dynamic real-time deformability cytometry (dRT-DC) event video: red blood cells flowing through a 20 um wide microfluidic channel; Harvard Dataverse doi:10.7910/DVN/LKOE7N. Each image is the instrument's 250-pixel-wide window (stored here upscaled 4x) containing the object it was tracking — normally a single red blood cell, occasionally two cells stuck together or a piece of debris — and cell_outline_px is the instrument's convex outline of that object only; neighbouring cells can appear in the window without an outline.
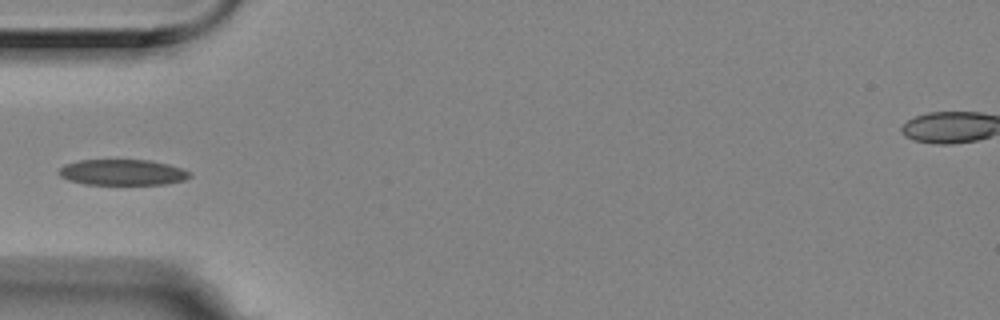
{"species": "Egyptian fruit bat (a non-hibernating species)", "species_latin": "Rousettus aegyptiacus", "temperature_condition": "room temperature", "stored_images_in_passage": 4, "camera_frame_rate_fps": 3000, "um_per_image_px": 0.085, "animal": {"sex": "female"}, "frame": {"image": 1, "passage_image": 4, "time_ms": 1.0, "image_size_px": [1000, 320], "cell_outline_px": [[192, 176], [184, 180], [164, 184], [84, 184], [68, 180], [60, 176], [56, 172], [64, 164], [80, 160], [152, 160], [184, 168], [192, 172]], "centroid_in_image_um": [10.43, 14.64], "position_along_channel_um": 74.6, "area_um2": 19.88}}